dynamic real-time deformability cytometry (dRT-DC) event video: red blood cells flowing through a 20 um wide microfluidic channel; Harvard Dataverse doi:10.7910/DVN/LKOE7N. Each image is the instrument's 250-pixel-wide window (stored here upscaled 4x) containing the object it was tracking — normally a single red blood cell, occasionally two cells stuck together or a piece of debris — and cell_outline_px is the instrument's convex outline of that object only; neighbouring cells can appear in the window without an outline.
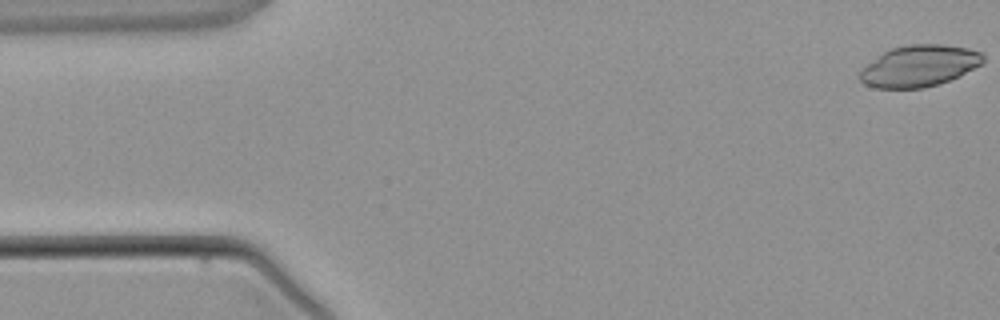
{"species": "common noctule bat (a hibernating species)", "species_latin": "Nyctalus noctula", "temperature_condition": "warm", "stored_images_in_passage": 4, "camera_frame_rate_fps": 3000, "um_per_image_px": 0.085, "animal": {"sex": "male", "body_mass_g": 21.5, "forearm_length_mm": 52.0}, "frame": {"image": 1, "passage_image": 1, "time_ms": 0.0, "image_size_px": [1000, 320], "cell_outline_px": [[984, 60], [980, 64], [960, 76], [940, 84], [924, 88], [876, 88], [864, 84], [856, 76], [860, 68], [888, 48], [908, 44], [944, 44], [968, 48], [980, 52], [984, 56]], "centroid_in_image_um": [78.07, 5.6], "position_along_channel_um": 6.9, "area_um2": 30.23}}